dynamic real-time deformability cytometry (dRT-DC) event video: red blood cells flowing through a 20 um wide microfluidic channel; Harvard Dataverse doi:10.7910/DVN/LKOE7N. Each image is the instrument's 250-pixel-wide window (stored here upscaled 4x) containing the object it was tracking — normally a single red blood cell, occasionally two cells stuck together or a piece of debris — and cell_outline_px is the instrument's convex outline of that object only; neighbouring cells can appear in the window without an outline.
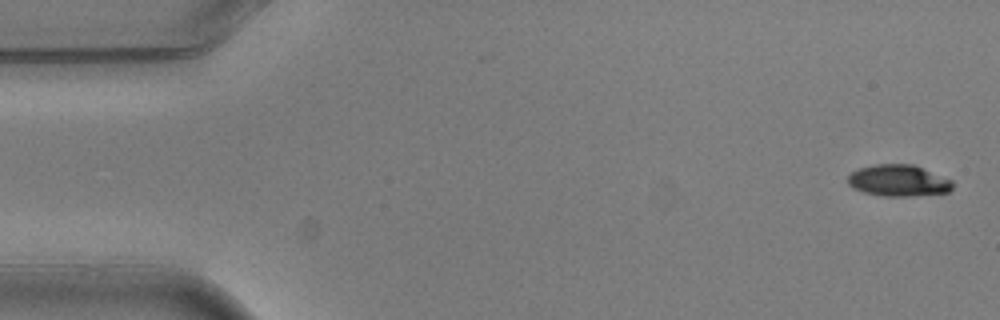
{"species": "common noctule bat (a hibernating species)", "species_latin": "Nyctalus noctula", "temperature_condition": "warm", "stored_images_in_passage": 6, "camera_frame_rate_fps": 3000, "um_per_image_px": 0.085, "animal": {"sex": "male", "body_mass_g": 20.5, "forearm_length_mm": 52.5}, "frame": {"image": 1, "passage_image": 1, "time_ms": 0.0, "image_size_px": [1000, 320], "cell_outline_px": [[952, 188], [948, 192], [916, 196], [884, 196], [864, 192], [852, 188], [848, 184], [848, 176], [852, 172], [860, 168], [876, 164], [912, 164], [952, 180]], "centroid_in_image_um": [76.36, 15.36], "position_along_channel_um": 8.6, "area_um2": 19.13}}
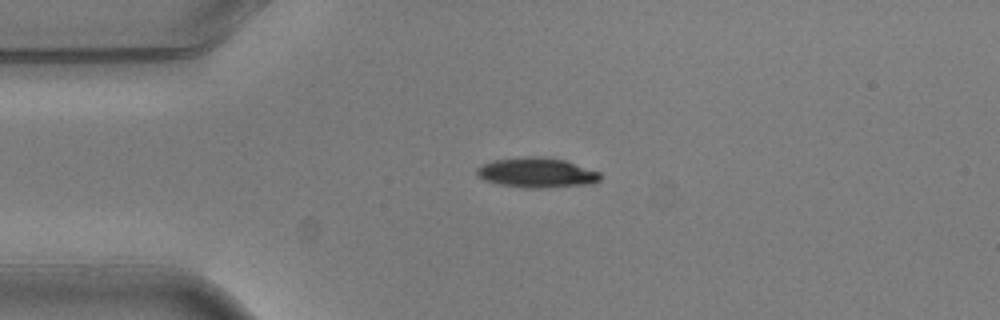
{"frame": {"image": 2, "passage_image": 4, "time_ms": 1.0, "image_size_px": [1000, 320], "cell_outline_px": [[600, 180], [592, 184], [544, 188], [524, 188], [500, 184], [484, 180], [476, 176], [476, 168], [480, 164], [492, 160], [528, 156], [540, 156], [564, 160], [600, 172]], "centroid_in_image_um": [45.58, 14.68], "position_along_channel_um": 39.4, "area_um2": 21.73}}
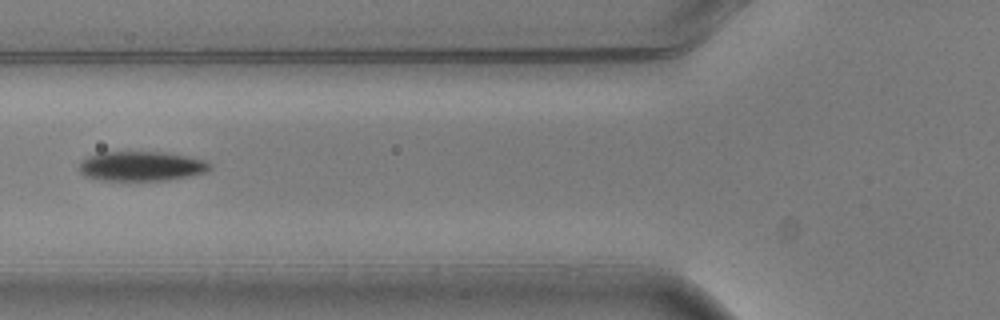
{"frame": {"image": 3, "passage_image": 6, "time_ms": 1.667, "image_size_px": [1000, 320], "cell_outline_px": [[212, 168], [204, 172], [168, 180], [104, 180], [84, 176], [80, 172], [80, 164], [88, 156], [100, 152], [164, 152], [204, 160], [212, 164]], "centroid_in_image_um": [12.01, 14.12], "position_along_channel_um": 113.8, "area_um2": 22.25}}